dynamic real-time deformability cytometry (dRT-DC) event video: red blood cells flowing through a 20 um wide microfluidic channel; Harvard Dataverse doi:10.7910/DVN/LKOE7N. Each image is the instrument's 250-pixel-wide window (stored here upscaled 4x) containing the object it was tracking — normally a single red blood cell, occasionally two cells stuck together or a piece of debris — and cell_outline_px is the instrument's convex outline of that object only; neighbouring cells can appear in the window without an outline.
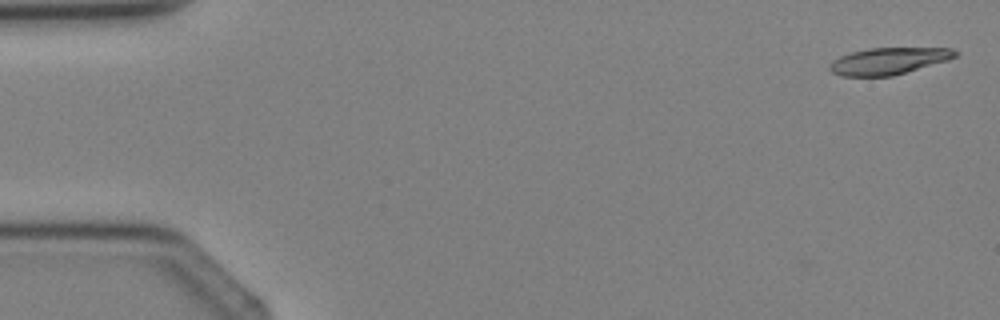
{"species": "Egyptian fruit bat (a non-hibernating species)", "species_latin": "Rousettus aegyptiacus", "temperature_condition": "cold", "stored_images_in_passage": 4, "camera_frame_rate_fps": 3000, "um_per_image_px": 0.085, "animal": {"sex": "female"}, "frame": {"image": 1, "passage_image": 1, "time_ms": 0.0, "image_size_px": [1000, 320], "cell_outline_px": [[960, 52], [956, 56], [948, 60], [892, 76], [840, 76], [832, 72], [828, 68], [828, 64], [832, 60], [840, 56], [852, 52], [868, 48], [952, 48]], "centroid_in_image_um": [75.51, 5.18], "position_along_channel_um": 9.5, "area_um2": 19.65}}